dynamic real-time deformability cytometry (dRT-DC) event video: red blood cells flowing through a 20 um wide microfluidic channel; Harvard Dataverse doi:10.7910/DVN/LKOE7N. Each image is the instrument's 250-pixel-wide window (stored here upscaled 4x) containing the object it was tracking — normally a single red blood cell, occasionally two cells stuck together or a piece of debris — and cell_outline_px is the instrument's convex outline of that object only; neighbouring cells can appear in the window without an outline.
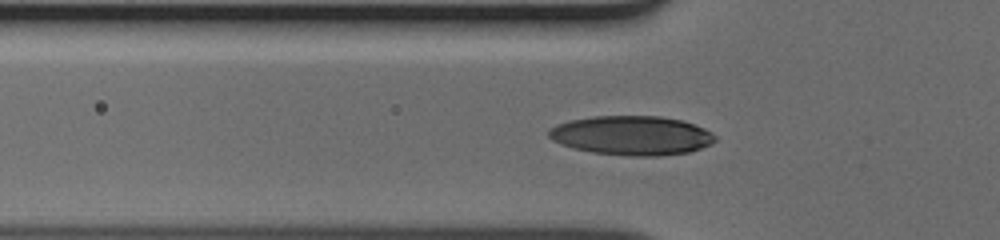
{"species": "human", "species_latin": "Homo sapiens", "temperature_condition": "cold", "stored_images_in_passage": 32, "camera_frame_rate_fps": 3000, "um_per_image_px": 0.085, "donor": {"sex": "male"}, "frame": {"image": 1, "passage_image": 2, "time_ms": 0.333, "image_size_px": [1000, 240], "cell_outline_px": [[716, 140], [712, 144], [688, 152], [660, 156], [628, 156], [592, 152], [572, 148], [560, 144], [552, 140], [548, 136], [548, 128], [556, 124], [568, 120], [592, 116], [660, 116], [680, 120], [704, 128], [712, 132], [716, 136]], "centroid_in_image_um": [53.66, 11.51], "position_along_channel_um": 72.1, "area_um2": 38.32}}
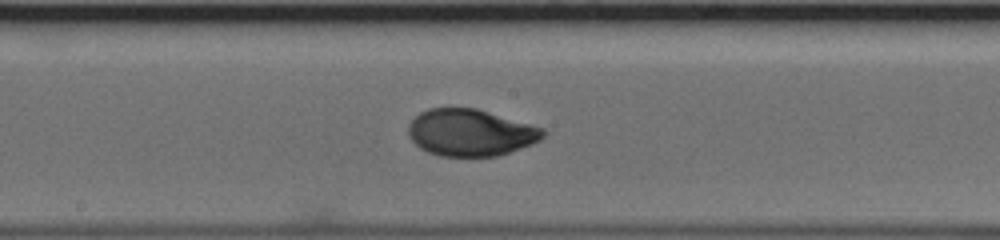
{"frame": {"image": 2, "passage_image": 12, "time_ms": 3.667, "image_size_px": [1000, 240], "cell_outline_px": [[548, 132], [540, 140], [532, 144], [496, 156], [440, 156], [428, 152], [420, 148], [408, 136], [408, 124], [420, 112], [428, 108], [476, 108], [544, 128]], "centroid_in_image_um": [39.99, 11.27], "position_along_channel_um": 208.2, "area_um2": 36.76}}
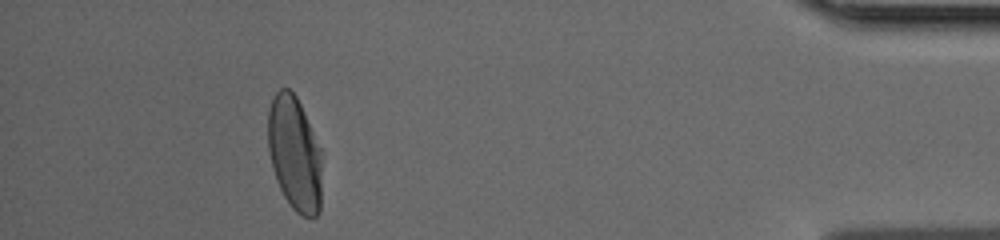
{"frame": {"image": 3, "passage_image": 31, "time_ms": 10.0, "image_size_px": [1000, 240], "cell_outline_px": [[320, 212], [312, 220], [300, 216], [292, 208], [284, 196], [276, 180], [272, 168], [268, 148], [268, 108], [276, 92], [280, 88], [288, 88], [296, 96], [300, 104], [320, 148]], "centroid_in_image_um": [25.02, 13.1], "position_along_channel_um": 410.2, "area_um2": 35.89}}